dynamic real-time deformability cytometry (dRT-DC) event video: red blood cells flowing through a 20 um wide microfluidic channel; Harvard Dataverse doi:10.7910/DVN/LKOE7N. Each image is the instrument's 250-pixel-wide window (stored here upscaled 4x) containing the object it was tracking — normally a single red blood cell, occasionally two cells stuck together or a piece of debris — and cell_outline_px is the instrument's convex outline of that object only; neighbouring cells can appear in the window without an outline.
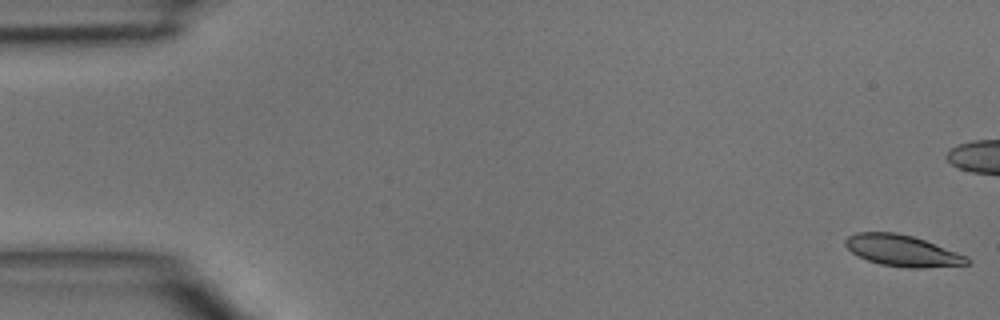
{"species": "common noctule bat (a hibernating species)", "species_latin": "Nyctalus noctula", "temperature_condition": "room temperature", "stored_images_in_passage": 5, "camera_frame_rate_fps": 3000, "um_per_image_px": 0.085, "animal": {"sex": "male", "body_mass_g": 15.6}, "frame": {"image": 1, "passage_image": 1, "time_ms": 0.0, "image_size_px": [1000, 320], "cell_outline_px": [[972, 264], [920, 268], [908, 268], [880, 264], [856, 256], [844, 244], [844, 240], [848, 236], [856, 232], [896, 232], [912, 236], [924, 240], [968, 256], [972, 260]], "centroid_in_image_um": [76.71, 21.31], "position_along_channel_um": 8.3, "area_um2": 22.31}}